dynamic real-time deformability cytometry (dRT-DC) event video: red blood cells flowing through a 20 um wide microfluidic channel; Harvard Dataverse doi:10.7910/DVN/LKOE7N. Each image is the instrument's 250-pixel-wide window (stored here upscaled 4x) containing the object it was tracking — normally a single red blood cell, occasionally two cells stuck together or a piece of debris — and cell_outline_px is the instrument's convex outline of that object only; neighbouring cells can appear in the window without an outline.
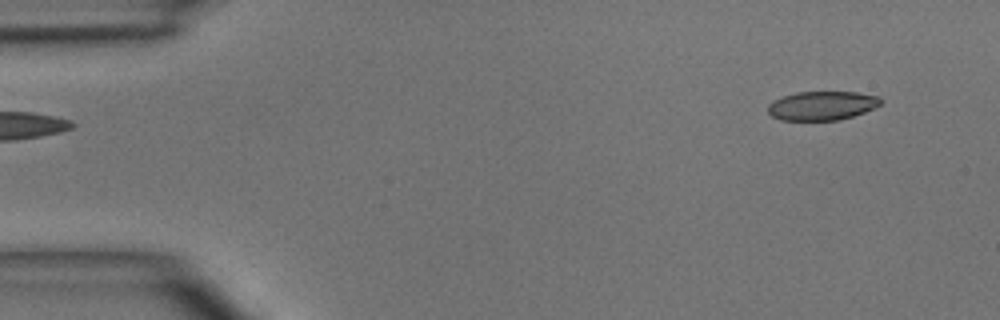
{"species": "common noctule bat (a hibernating species)", "species_latin": "Nyctalus noctula", "temperature_condition": "room temperature", "stored_images_in_passage": 6, "camera_frame_rate_fps": 3000, "um_per_image_px": 0.085, "animal": {"sex": "male", "body_mass_g": 15.6}, "frame": {"image": 1, "passage_image": 1, "time_ms": 0.0, "image_size_px": [1000, 320], "cell_outline_px": [[880, 104], [864, 112], [852, 116], [836, 120], [780, 120], [772, 116], [768, 112], [768, 104], [772, 100], [796, 92], [856, 92], [880, 96]], "centroid_in_image_um": [69.83, 8.97], "position_along_channel_um": 15.2, "area_um2": 18.9}}
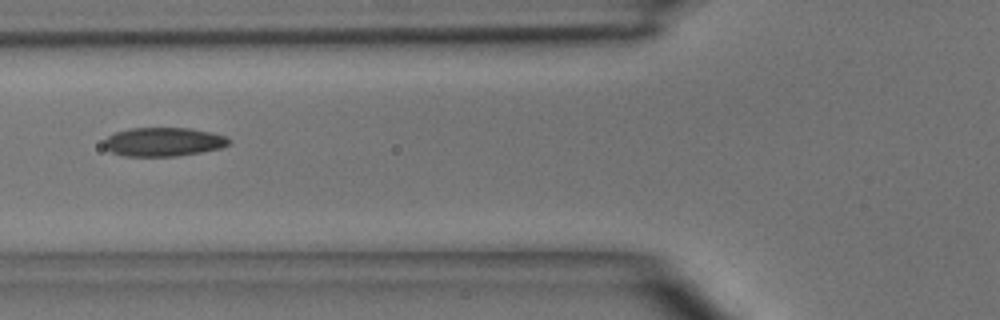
{"frame": {"image": 2, "passage_image": 5, "time_ms": 4.667, "image_size_px": [1000, 320], "cell_outline_px": [[232, 140], [228, 144], [220, 148], [200, 152], [176, 156], [124, 156], [112, 152], [104, 144], [104, 140], [108, 136], [116, 132], [128, 128], [192, 128], [212, 132], [224, 136]], "centroid_in_image_um": [13.9, 12.05], "position_along_channel_um": 111.9, "area_um2": 20.87}}